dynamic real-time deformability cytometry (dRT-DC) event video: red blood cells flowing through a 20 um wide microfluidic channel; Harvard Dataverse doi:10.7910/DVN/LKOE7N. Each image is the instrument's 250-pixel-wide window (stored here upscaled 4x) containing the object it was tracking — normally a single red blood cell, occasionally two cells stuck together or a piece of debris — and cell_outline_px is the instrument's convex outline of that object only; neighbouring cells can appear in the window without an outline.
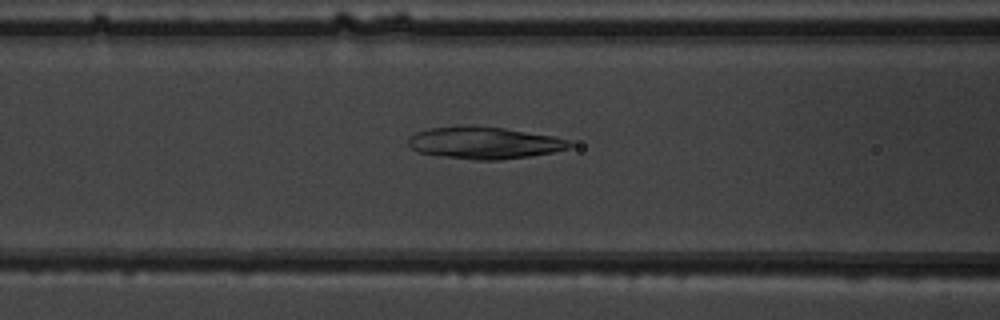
{"species": "common noctule bat (a hibernating species)", "species_latin": "Nyctalus noctula", "temperature_condition": "warm", "stored_images_in_passage": 51, "camera_frame_rate_fps": 3000, "um_per_image_px": 0.085, "animal": {"sex": "male", "body_mass_g": 19.5, "forearm_length_mm": 54.6}, "frame": {"image": 1, "passage_image": 22, "time_ms": 7.0, "image_size_px": [1000, 320], "cell_outline_px": [[572, 144], [568, 148], [552, 152], [528, 156], [500, 160], [476, 160], [420, 152], [412, 148], [408, 144], [408, 140], [416, 132], [428, 128], [504, 128], [552, 136], [568, 140]], "centroid_in_image_um": [41.21, 12.17], "position_along_channel_um": 125.4, "area_um2": 28.73}}
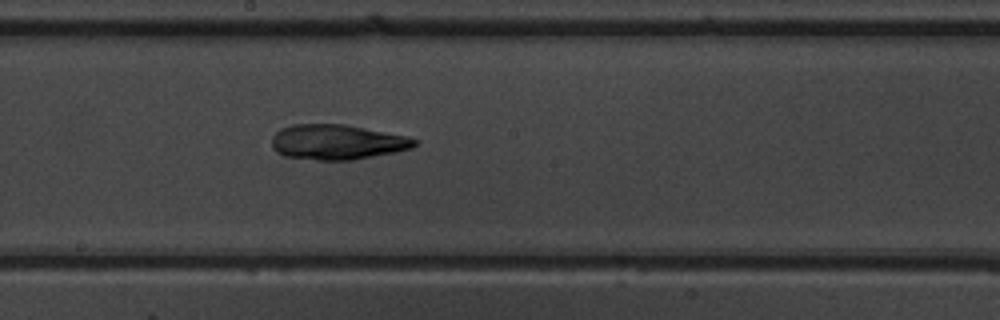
{"frame": {"image": 2, "passage_image": 29, "time_ms": 9.333, "image_size_px": [1000, 320], "cell_outline_px": [[420, 144], [412, 148], [396, 152], [352, 160], [316, 160], [284, 156], [276, 152], [272, 148], [272, 136], [280, 128], [292, 124], [344, 124], [408, 136], [420, 140]], "centroid_in_image_um": [28.68, 12.07], "position_along_channel_um": 219.5, "area_um2": 29.54}}
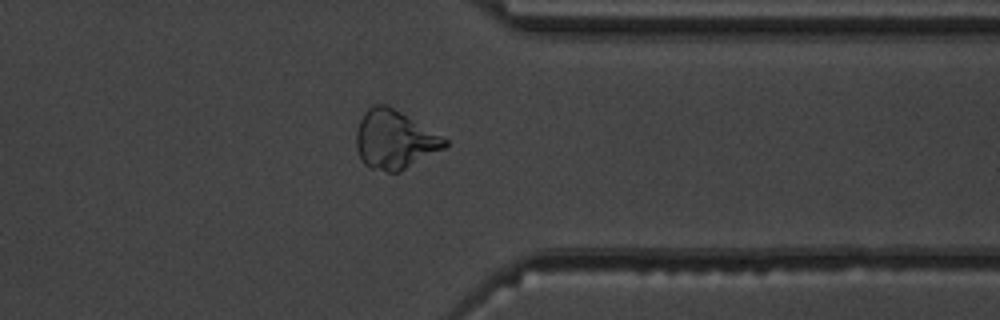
{"frame": {"image": 3, "passage_image": 41, "time_ms": 13.333, "image_size_px": [1000, 320], "cell_outline_px": [[448, 144], [444, 148], [400, 172], [388, 172], [368, 168], [364, 164], [356, 148], [356, 132], [360, 120], [364, 112], [372, 104], [388, 104], [448, 140]], "centroid_in_image_um": [33.51, 11.87], "position_along_channel_um": 377.9, "area_um2": 30.23}}